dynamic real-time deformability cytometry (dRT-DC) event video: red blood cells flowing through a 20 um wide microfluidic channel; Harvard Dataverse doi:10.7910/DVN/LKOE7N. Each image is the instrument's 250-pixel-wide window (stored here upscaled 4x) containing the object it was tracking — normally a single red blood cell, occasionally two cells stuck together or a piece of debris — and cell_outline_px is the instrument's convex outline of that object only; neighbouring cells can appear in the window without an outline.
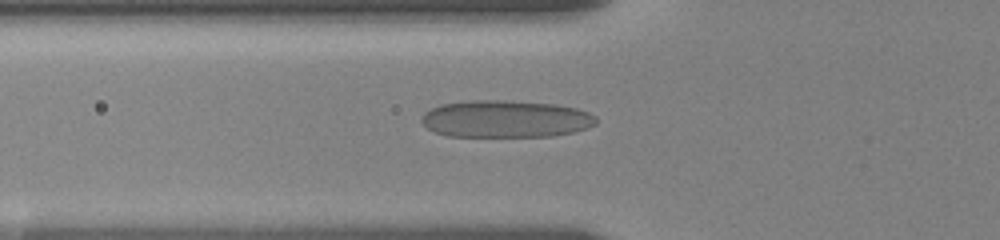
{"species": "human", "species_latin": "Homo sapiens", "temperature_condition": "room temperature", "stored_images_in_passage": 17, "camera_frame_rate_fps": 3000, "um_per_image_px": 0.085, "donor": {"sex": "female"}, "frame": {"image": 1, "passage_image": 9, "time_ms": 4.667, "image_size_px": [1000, 240], "cell_outline_px": [[596, 124], [572, 132], [552, 136], [448, 136], [436, 132], [428, 128], [420, 120], [424, 112], [440, 104], [472, 100], [504, 100], [556, 104], [576, 108], [588, 112], [596, 116]], "centroid_in_image_um": [42.96, 10.1], "position_along_channel_um": 82.8, "area_um2": 37.74}}
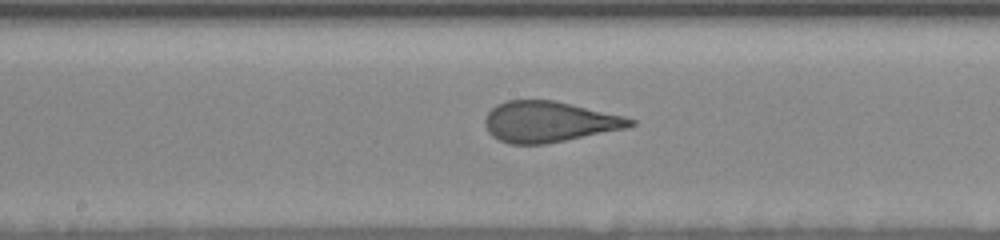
{"frame": {"image": 2, "passage_image": 14, "time_ms": 8.0, "image_size_px": [1000, 240], "cell_outline_px": [[636, 124], [628, 128], [544, 144], [508, 144], [492, 136], [488, 132], [484, 124], [484, 120], [488, 112], [496, 104], [508, 100], [552, 100], [624, 116], [636, 120]], "centroid_in_image_um": [46.65, 10.35], "position_along_channel_um": 201.6, "area_um2": 34.39}}
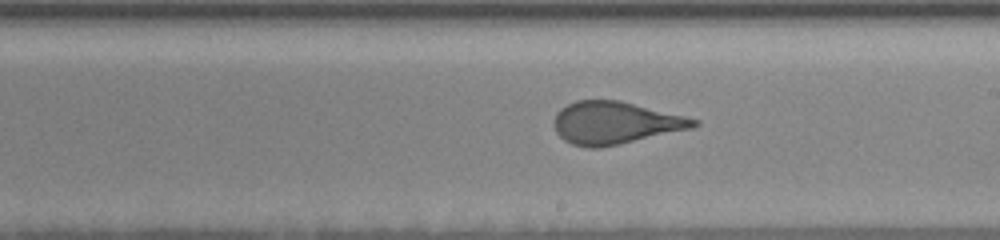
{"frame": {"image": 3, "passage_image": 16, "time_ms": 9.0, "image_size_px": [1000, 240], "cell_outline_px": [[700, 124], [692, 128], [600, 148], [588, 148], [572, 144], [564, 140], [556, 132], [552, 124], [552, 120], [556, 112], [560, 108], [576, 100], [620, 100], [700, 120]], "centroid_in_image_um": [52.23, 10.44], "position_along_channel_um": 236.8, "area_um2": 34.56}}